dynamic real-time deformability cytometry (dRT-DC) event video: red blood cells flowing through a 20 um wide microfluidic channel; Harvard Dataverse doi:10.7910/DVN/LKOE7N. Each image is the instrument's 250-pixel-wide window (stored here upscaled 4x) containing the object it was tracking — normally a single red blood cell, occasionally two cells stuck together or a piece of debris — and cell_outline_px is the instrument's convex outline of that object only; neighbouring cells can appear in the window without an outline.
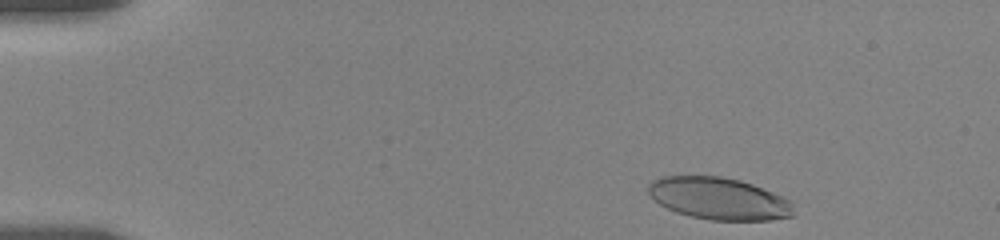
{"species": "human", "species_latin": "Homo sapiens", "temperature_condition": "room temperature", "stored_images_in_passage": 13, "camera_frame_rate_fps": 3000, "um_per_image_px": 0.085, "donor": {"sex": "female"}, "frame": {"image": 1, "passage_image": 1, "time_ms": 0.0, "image_size_px": [1000, 240], "cell_outline_px": [[792, 216], [772, 220], [712, 220], [692, 216], [676, 212], [660, 204], [648, 192], [648, 184], [652, 180], [660, 176], [720, 176], [740, 180], [752, 184], [784, 196], [792, 200]], "centroid_in_image_um": [61.12, 16.87], "position_along_channel_um": 23.9, "area_um2": 35.6}}
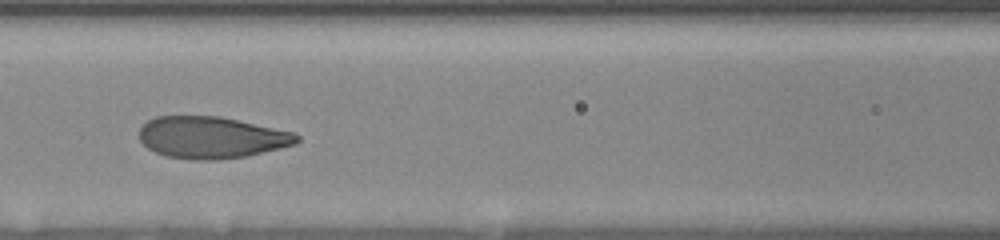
{"frame": {"image": 2, "passage_image": 10, "time_ms": 6.0, "image_size_px": [1000, 240], "cell_outline_px": [[300, 140], [296, 144], [248, 156], [216, 160], [196, 160], [168, 156], [156, 152], [148, 148], [140, 140], [140, 128], [148, 120], [156, 116], [220, 116], [296, 132], [300, 136]], "centroid_in_image_um": [18.02, 11.68], "position_along_channel_um": 148.6, "area_um2": 38.49}}
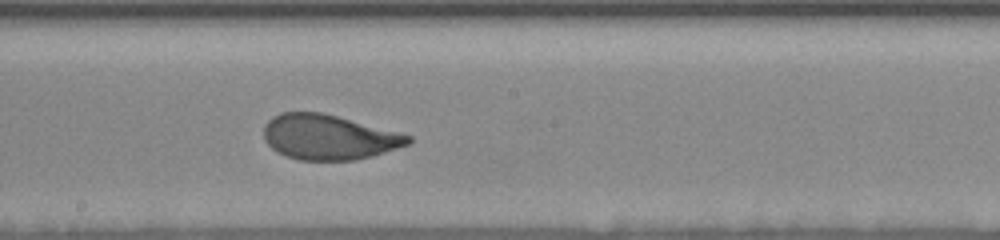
{"frame": {"image": 3, "passage_image": 13, "time_ms": 8.0, "image_size_px": [1000, 240], "cell_outline_px": [[412, 140], [408, 144], [372, 156], [356, 160], [300, 160], [276, 152], [264, 140], [264, 124], [272, 116], [280, 112], [320, 112], [336, 116], [412, 136]], "centroid_in_image_um": [27.89, 11.66], "position_along_channel_um": 220.3, "area_um2": 37.57}}